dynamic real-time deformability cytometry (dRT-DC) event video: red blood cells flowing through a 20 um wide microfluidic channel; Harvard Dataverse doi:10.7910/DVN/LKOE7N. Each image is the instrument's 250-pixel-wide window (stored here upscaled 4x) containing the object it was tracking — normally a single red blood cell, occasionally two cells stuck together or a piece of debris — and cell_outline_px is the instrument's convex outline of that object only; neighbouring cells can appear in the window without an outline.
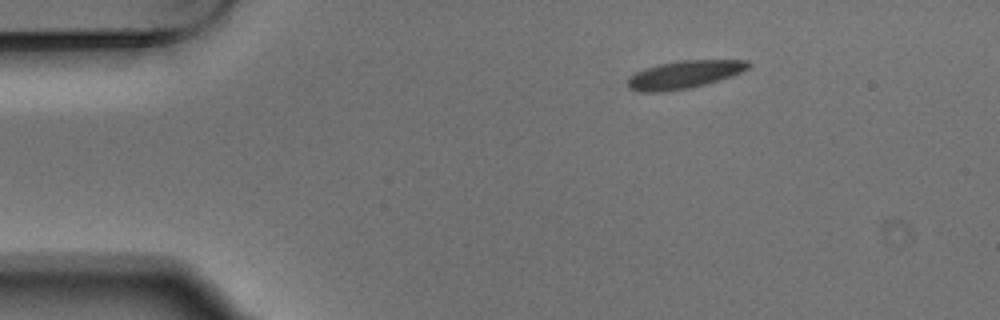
{"species": "Egyptian fruit bat (a non-hibernating species)", "species_latin": "Rousettus aegyptiacus", "temperature_condition": "warm", "stored_images_in_passage": 3, "camera_frame_rate_fps": 3000, "um_per_image_px": 0.085, "animal": {"sex": "male"}, "frame": {"image": 1, "passage_image": 1, "time_ms": 0.0, "image_size_px": [1000, 320], "cell_outline_px": [[752, 64], [748, 68], [732, 76], [704, 84], [688, 88], [664, 92], [640, 92], [628, 88], [628, 76], [644, 68], [660, 64], [680, 60], [748, 60]], "centroid_in_image_um": [58.13, 6.34], "position_along_channel_um": 26.9, "area_um2": 19.54}}